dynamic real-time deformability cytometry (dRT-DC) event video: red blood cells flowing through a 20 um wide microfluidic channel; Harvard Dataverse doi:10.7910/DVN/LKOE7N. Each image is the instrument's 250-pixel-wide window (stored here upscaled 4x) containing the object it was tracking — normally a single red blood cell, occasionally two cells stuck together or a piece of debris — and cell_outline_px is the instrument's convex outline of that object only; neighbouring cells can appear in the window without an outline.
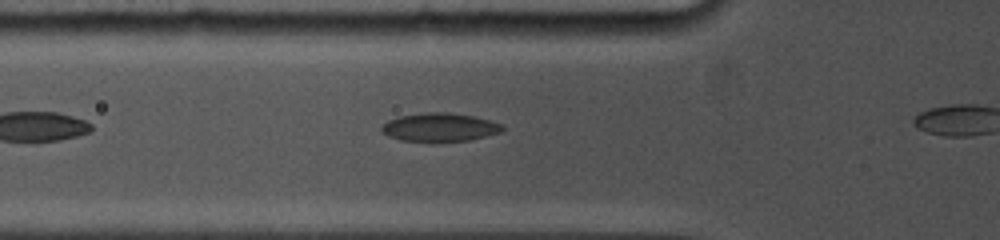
{"species": "common noctule bat (a hibernating species)", "species_latin": "Nyctalus noctula", "temperature_condition": "cold", "stored_images_in_passage": 12, "camera_frame_rate_fps": 5000, "um_per_image_px": 0.085, "animal": {"sex": "female", "body_mass_g": 19.0, "forearm_length_mm": 53.3}, "frame": {"image": 1, "passage_image": 3, "time_ms": 0.8, "image_size_px": [1000, 240], "cell_outline_px": [[504, 128], [500, 132], [468, 140], [428, 144], [400, 140], [388, 136], [380, 132], [380, 124], [388, 120], [400, 116], [424, 112], [448, 112], [472, 116], [504, 124]], "centroid_in_image_um": [37.29, 10.85], "position_along_channel_um": 88.5, "area_um2": 20.69}}
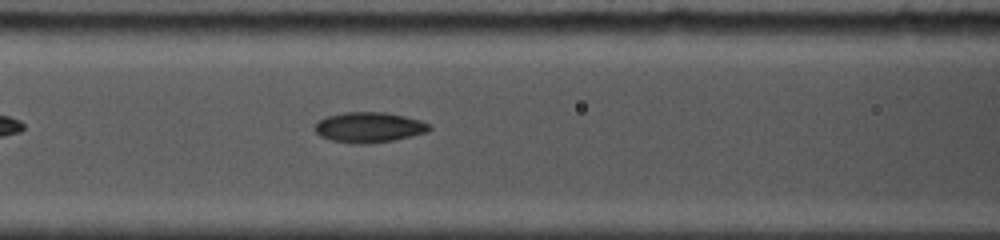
{"frame": {"image": 2, "passage_image": 7, "time_ms": 2.0, "image_size_px": [1000, 240], "cell_outline_px": [[432, 128], [428, 132], [396, 140], [372, 144], [352, 144], [332, 140], [320, 136], [312, 128], [320, 120], [328, 116], [344, 112], [384, 112], [404, 116], [420, 120], [428, 124]], "centroid_in_image_um": [31.37, 10.84], "position_along_channel_um": 135.2, "area_um2": 20.4}}